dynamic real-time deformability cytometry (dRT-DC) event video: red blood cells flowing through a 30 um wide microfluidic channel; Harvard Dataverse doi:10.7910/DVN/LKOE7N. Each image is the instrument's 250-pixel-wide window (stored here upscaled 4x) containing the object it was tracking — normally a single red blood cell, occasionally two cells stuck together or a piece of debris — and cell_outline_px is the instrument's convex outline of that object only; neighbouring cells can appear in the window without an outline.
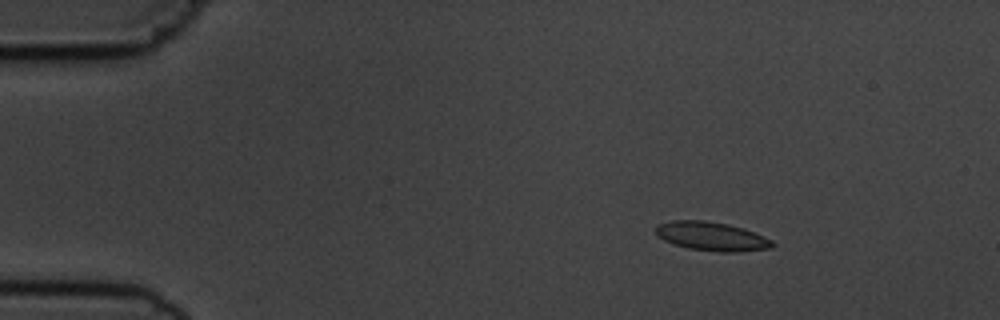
{"species": "common noctule bat (a hibernating species)", "species_latin": "Nyctalus noctula", "temperature_condition": "cold", "stored_images_in_passage": 3, "camera_frame_rate_fps": 3000, "um_per_image_px": 0.085, "animal": {"sex": "male", "body_mass_g": 19.5, "forearm_length_mm": 54.6}, "frame": {"image": 1, "passage_image": 1, "time_ms": 0.0, "image_size_px": [1000, 320], "cell_outline_px": [[776, 244], [772, 248], [740, 252], [720, 252], [688, 248], [664, 240], [656, 236], [656, 224], [672, 220], [704, 220], [728, 224], [744, 228], [764, 236], [772, 240]], "centroid_in_image_um": [60.51, 20.08], "position_along_channel_um": 24.5, "area_um2": 19.77}}